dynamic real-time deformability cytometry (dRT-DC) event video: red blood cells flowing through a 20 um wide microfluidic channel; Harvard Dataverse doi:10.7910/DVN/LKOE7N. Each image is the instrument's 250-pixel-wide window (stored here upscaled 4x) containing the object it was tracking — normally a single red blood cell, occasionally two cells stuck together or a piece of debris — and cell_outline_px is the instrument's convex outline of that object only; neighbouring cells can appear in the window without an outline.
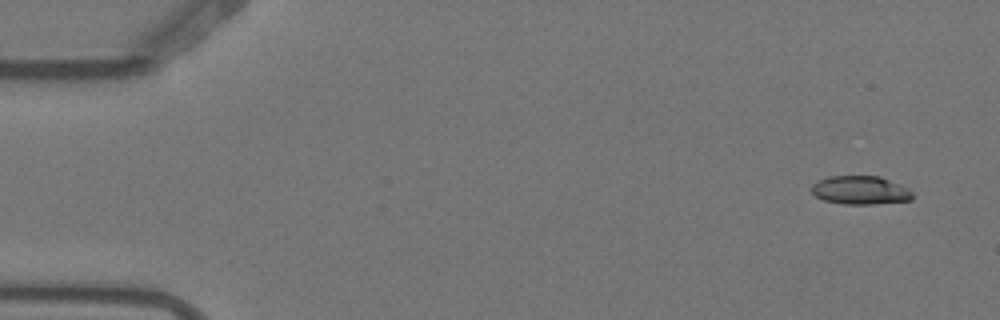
{"species": "Egyptian fruit bat (a non-hibernating species)", "species_latin": "Rousettus aegyptiacus", "temperature_condition": "warm", "stored_images_in_passage": 3, "camera_frame_rate_fps": 3000, "um_per_image_px": 0.085, "animal": {"sex": "female"}, "frame": {"image": 1, "passage_image": 1, "time_ms": 0.0, "image_size_px": [1000, 320], "cell_outline_px": [[912, 200], [872, 204], [844, 204], [824, 200], [816, 196], [812, 192], [812, 184], [828, 176], [880, 176], [900, 184], [908, 188], [912, 192]], "centroid_in_image_um": [73.14, 16.16], "position_along_channel_um": 11.9, "area_um2": 16.7}}